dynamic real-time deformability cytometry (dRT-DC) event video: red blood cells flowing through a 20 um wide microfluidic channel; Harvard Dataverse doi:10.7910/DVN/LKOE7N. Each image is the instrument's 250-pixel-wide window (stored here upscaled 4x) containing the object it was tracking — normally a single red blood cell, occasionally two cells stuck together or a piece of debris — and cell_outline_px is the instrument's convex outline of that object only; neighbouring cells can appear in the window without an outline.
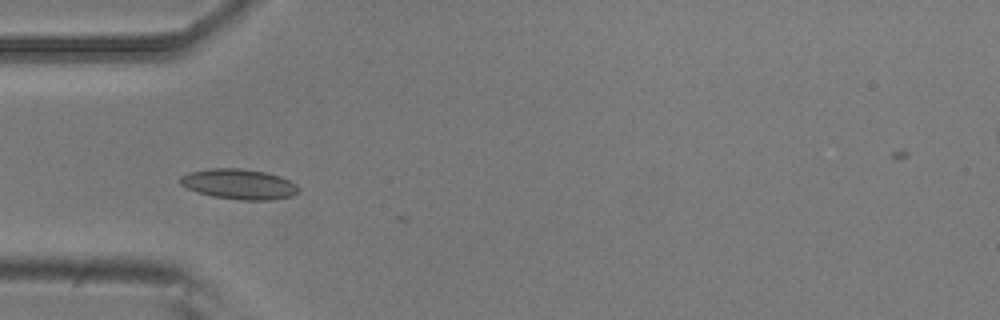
{"species": "common noctule bat (a hibernating species)", "species_latin": "Nyctalus noctula", "temperature_condition": "room temperature", "stored_images_in_passage": 6, "camera_frame_rate_fps": 3000, "um_per_image_px": 0.085, "animal": {"sex": "male", "body_mass_g": 20.5, "forearm_length_mm": 52.5}, "frame": {"image": 1, "passage_image": 4, "time_ms": 1.0, "image_size_px": [1000, 320], "cell_outline_px": [[300, 192], [292, 196], [272, 200], [240, 200], [212, 196], [196, 192], [180, 184], [180, 176], [188, 172], [208, 168], [240, 168], [264, 172], [280, 176], [296, 184], [300, 188]], "centroid_in_image_um": [20.32, 15.65], "position_along_channel_um": 64.7, "area_um2": 21.04}}
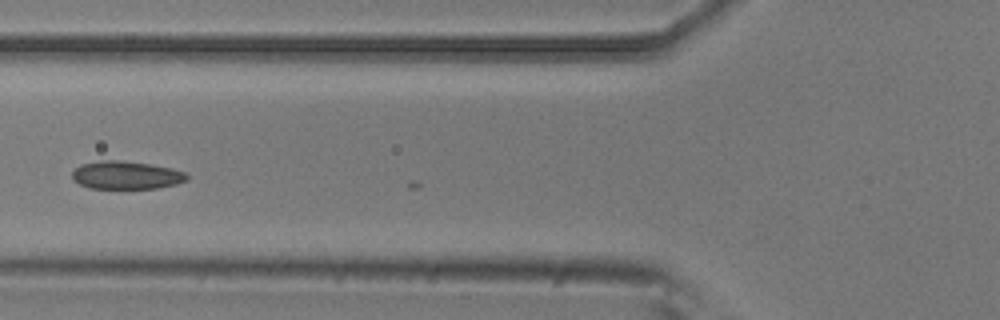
{"frame": {"image": 2, "passage_image": 5, "time_ms": 1.333, "image_size_px": [1000, 320], "cell_outline_px": [[188, 180], [176, 184], [160, 188], [88, 188], [72, 180], [72, 172], [80, 164], [100, 160], [124, 160], [172, 168], [184, 172], [188, 176]], "centroid_in_image_um": [10.71, 14.88], "position_along_channel_um": 115.1, "area_um2": 18.84}}